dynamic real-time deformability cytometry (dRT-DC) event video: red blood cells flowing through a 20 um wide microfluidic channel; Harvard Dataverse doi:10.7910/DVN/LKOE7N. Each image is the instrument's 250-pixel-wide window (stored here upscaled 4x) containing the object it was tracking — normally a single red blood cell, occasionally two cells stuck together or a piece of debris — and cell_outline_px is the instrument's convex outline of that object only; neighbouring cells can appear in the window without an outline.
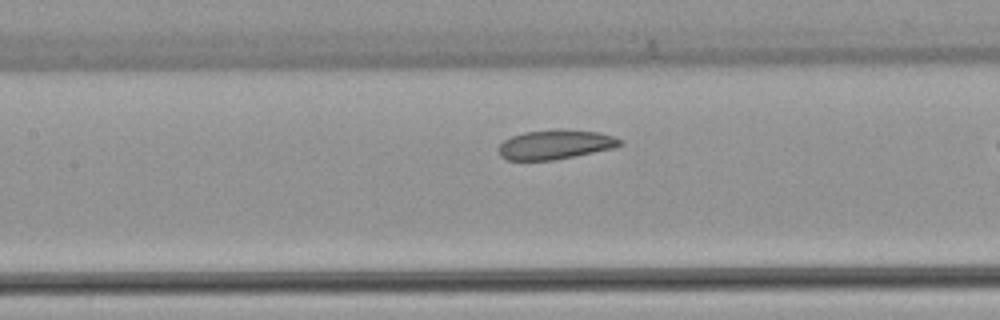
{"species": "common noctule bat (a hibernating species)", "species_latin": "Nyctalus noctula", "temperature_condition": "warm", "stored_images_in_passage": 28, "camera_frame_rate_fps": 3000, "um_per_image_px": 0.085, "animal": {"sex": "female", "body_mass_g": 22.7, "forearm_length_mm": 54.2}, "frame": {"image": 1, "passage_image": 13, "time_ms": 4.0, "image_size_px": [1000, 320], "cell_outline_px": [[624, 144], [612, 148], [576, 156], [556, 160], [508, 160], [500, 156], [496, 148], [504, 140], [512, 136], [524, 132], [556, 128], [560, 128], [600, 132], [624, 140]], "centroid_in_image_um": [47.2, 12.27], "position_along_channel_um": 160.2, "area_um2": 21.21}}
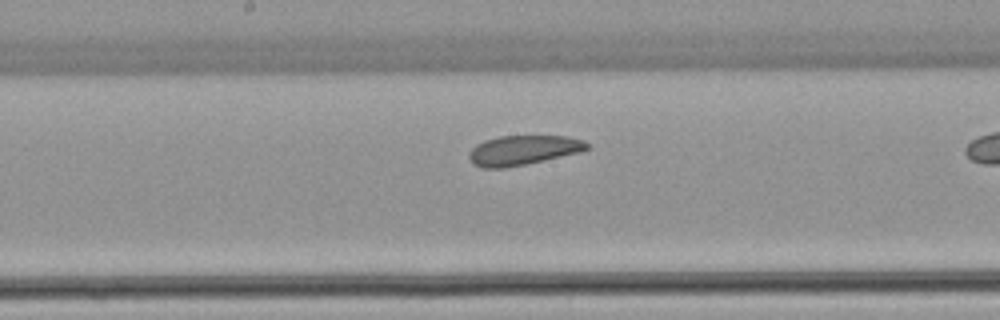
{"frame": {"image": 2, "passage_image": 16, "time_ms": 5.0, "image_size_px": [1000, 320], "cell_outline_px": [[592, 148], [580, 152], [544, 160], [504, 168], [484, 168], [472, 164], [468, 156], [468, 152], [476, 144], [484, 140], [500, 136], [568, 136], [584, 140], [592, 144]], "centroid_in_image_um": [44.49, 12.76], "position_along_channel_um": 203.7, "area_um2": 20.58}}
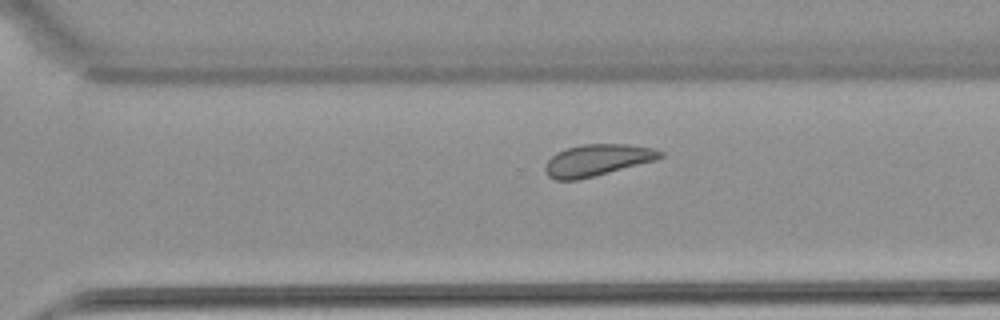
{"frame": {"image": 3, "passage_image": 24, "time_ms": 7.667, "image_size_px": [1000, 320], "cell_outline_px": [[664, 156], [656, 160], [576, 180], [556, 180], [548, 176], [544, 172], [544, 164], [556, 152], [568, 148], [584, 144], [628, 144], [656, 148], [664, 152]], "centroid_in_image_um": [50.77, 13.6], "position_along_channel_um": 319.8, "area_um2": 21.15}}